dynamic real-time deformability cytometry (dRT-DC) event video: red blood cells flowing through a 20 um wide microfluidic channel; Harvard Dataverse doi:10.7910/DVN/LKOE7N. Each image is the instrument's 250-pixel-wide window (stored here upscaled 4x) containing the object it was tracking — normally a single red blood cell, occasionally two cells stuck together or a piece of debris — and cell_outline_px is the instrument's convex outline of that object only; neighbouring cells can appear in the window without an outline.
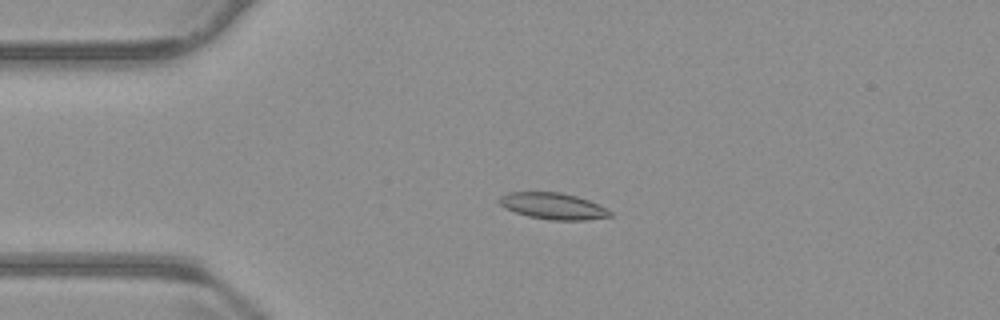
{"species": "common noctule bat (a hibernating species)", "species_latin": "Nyctalus noctula", "temperature_condition": "warm", "stored_images_in_passage": 47, "camera_frame_rate_fps": 3000, "um_per_image_px": 0.085, "animal": {"sex": "male", "body_mass_g": 23.1, "forearm_length_mm": 52.7}, "frame": {"image": 1, "passage_image": 13, "time_ms": 4.0, "image_size_px": [1000, 320], "cell_outline_px": [[612, 216], [588, 220], [548, 220], [528, 216], [504, 208], [500, 204], [500, 196], [508, 192], [560, 192], [576, 196], [588, 200], [612, 212]], "centroid_in_image_um": [47.0, 17.52], "position_along_channel_um": 38.0, "area_um2": 16.94}}
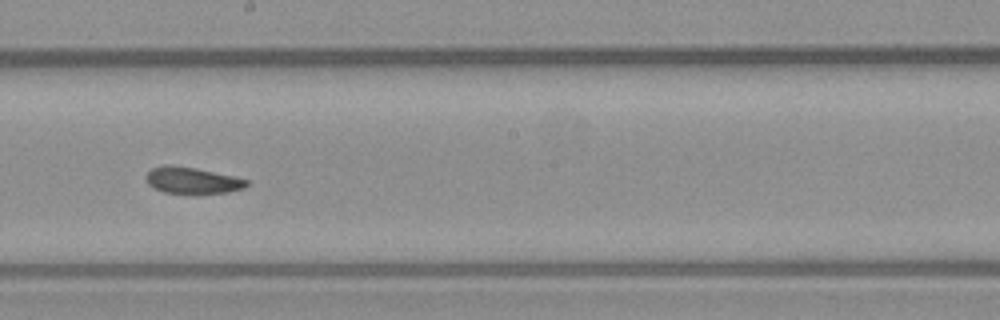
{"frame": {"image": 2, "passage_image": 31, "time_ms": 10.0, "image_size_px": [1000, 320], "cell_outline_px": [[248, 184], [244, 188], [228, 192], [196, 196], [164, 192], [148, 184], [148, 172], [152, 168], [164, 164], [168, 164], [196, 168], [232, 176], [248, 180]], "centroid_in_image_um": [16.36, 15.37], "position_along_channel_um": 231.8, "area_um2": 15.84}}
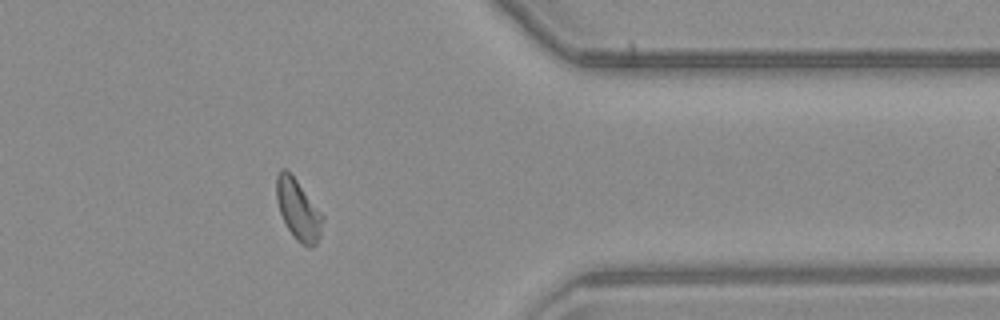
{"frame": {"image": 3, "passage_image": 45, "time_ms": 14.667, "image_size_px": [1000, 320], "cell_outline_px": [[324, 220], [320, 236], [316, 244], [312, 248], [300, 244], [296, 240], [288, 228], [280, 212], [276, 200], [276, 176], [280, 168], [284, 168], [296, 180], [324, 216]], "centroid_in_image_um": [25.35, 17.85], "position_along_channel_um": 386.1, "area_um2": 16.18}, "authors_computed_cell_mechanics": {"area_um2": 16.3574, "velocity_mm_per_s": 3.7145, "shape_relaxation_time_tau1_ms": 5.8378, "shape_relaxation_time_tau2_ms": 2.527, "deformation_change_tau1": 0.12, "deformation_change_tau2": 0.0814}}